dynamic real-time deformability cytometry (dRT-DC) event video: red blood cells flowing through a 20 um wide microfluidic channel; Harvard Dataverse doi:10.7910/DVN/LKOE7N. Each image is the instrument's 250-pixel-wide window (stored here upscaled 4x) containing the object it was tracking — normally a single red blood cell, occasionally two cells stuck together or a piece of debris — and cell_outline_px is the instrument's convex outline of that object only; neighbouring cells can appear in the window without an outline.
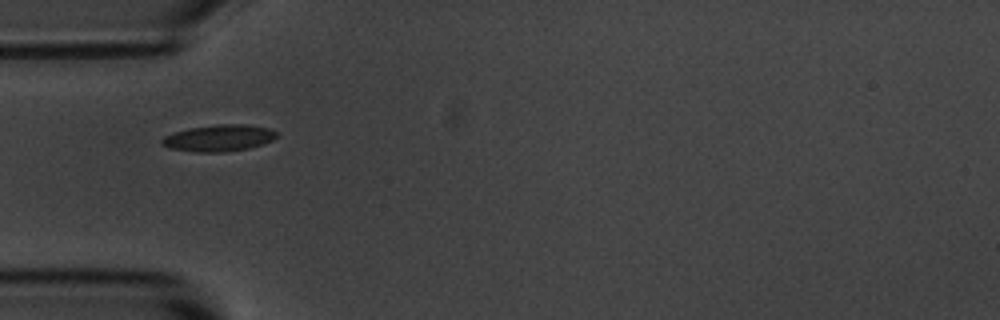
{"species": "common noctule bat (a hibernating species)", "species_latin": "Nyctalus noctula", "temperature_condition": "room temperature", "stored_images_in_passage": 3, "camera_frame_rate_fps": 3000, "um_per_image_px": 0.085, "animal": {"sex": "male", "body_mass_g": 20.1, "forearm_length_mm": 53.5}, "frame": {"image": 1, "passage_image": 1, "time_ms": 0.0, "image_size_px": [1000, 320], "cell_outline_px": [[280, 136], [264, 144], [248, 148], [224, 152], [196, 152], [168, 148], [160, 144], [160, 140], [164, 136], [172, 132], [188, 128], [216, 124], [248, 124], [268, 128], [276, 132]], "centroid_in_image_um": [18.58, 11.73], "position_along_channel_um": 66.4, "area_um2": 18.09}}
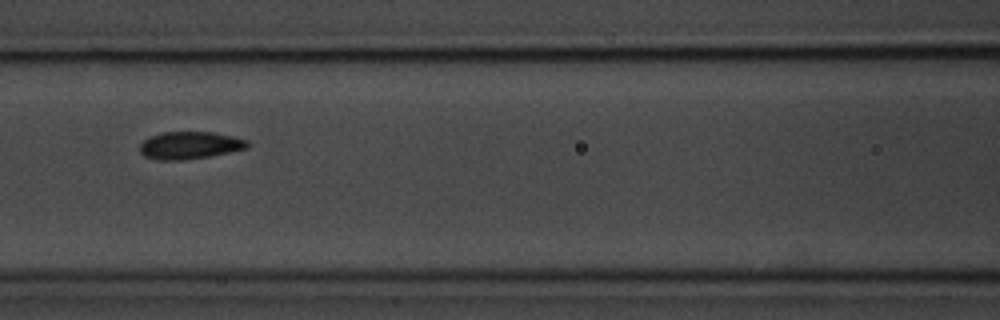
{"frame": {"image": 2, "passage_image": 3, "time_ms": 2.333, "image_size_px": [1000, 320], "cell_outline_px": [[248, 148], [208, 156], [184, 160], [156, 160], [144, 156], [140, 152], [140, 144], [144, 140], [160, 132], [216, 132], [248, 140]], "centroid_in_image_um": [16.12, 12.35], "position_along_channel_um": 150.5, "area_um2": 17.17}}